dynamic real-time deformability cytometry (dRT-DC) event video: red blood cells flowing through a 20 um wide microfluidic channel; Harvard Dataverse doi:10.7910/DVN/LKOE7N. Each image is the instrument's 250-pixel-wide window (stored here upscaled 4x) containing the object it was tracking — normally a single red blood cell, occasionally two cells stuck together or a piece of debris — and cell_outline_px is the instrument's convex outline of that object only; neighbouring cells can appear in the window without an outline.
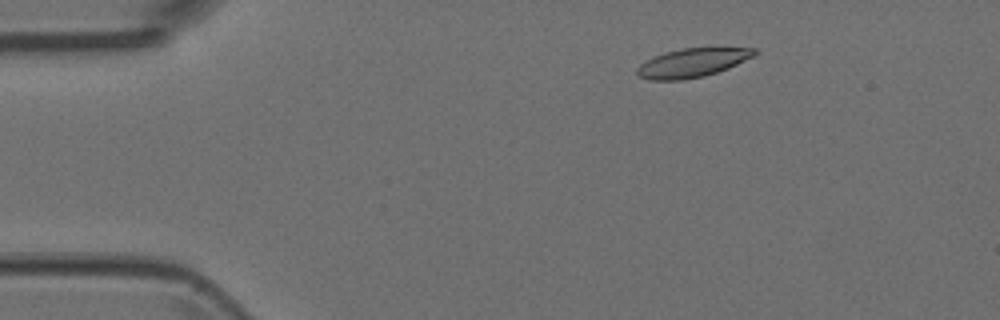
{"species": "Egyptian fruit bat (a non-hibernating species)", "species_latin": "Rousettus aegyptiacus", "temperature_condition": "room temperature", "stored_images_in_passage": 4, "camera_frame_rate_fps": 3000, "um_per_image_px": 0.085, "animal": {"sex": "female"}, "frame": {"image": 1, "passage_image": 2, "time_ms": 0.333, "image_size_px": [1000, 320], "cell_outline_px": [[756, 52], [752, 56], [728, 68], [704, 76], [680, 80], [652, 80], [640, 76], [636, 72], [636, 68], [640, 64], [652, 56], [664, 52], [680, 48], [756, 48]], "centroid_in_image_um": [58.78, 5.33], "position_along_channel_um": 26.2, "area_um2": 19.48}}
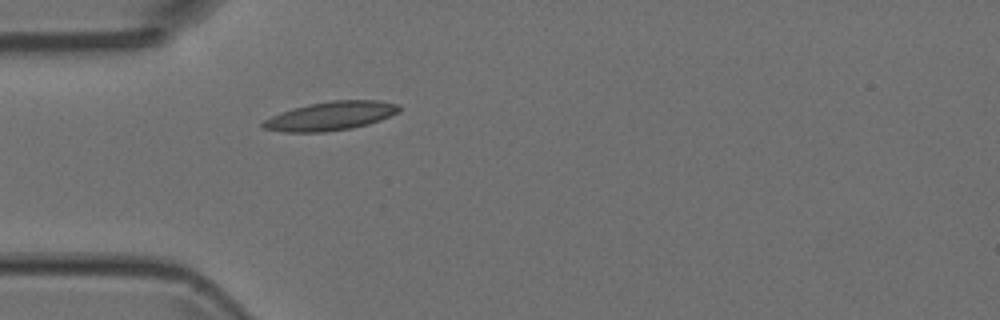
{"frame": {"image": 2, "passage_image": 4, "time_ms": 1.0, "image_size_px": [1000, 320], "cell_outline_px": [[400, 108], [396, 112], [380, 120], [368, 124], [352, 128], [324, 132], [284, 132], [264, 128], [260, 124], [264, 120], [280, 112], [292, 108], [308, 104], [332, 100], [380, 100], [400, 104]], "centroid_in_image_um": [28.09, 9.85], "position_along_channel_um": 56.9, "area_um2": 22.77}}